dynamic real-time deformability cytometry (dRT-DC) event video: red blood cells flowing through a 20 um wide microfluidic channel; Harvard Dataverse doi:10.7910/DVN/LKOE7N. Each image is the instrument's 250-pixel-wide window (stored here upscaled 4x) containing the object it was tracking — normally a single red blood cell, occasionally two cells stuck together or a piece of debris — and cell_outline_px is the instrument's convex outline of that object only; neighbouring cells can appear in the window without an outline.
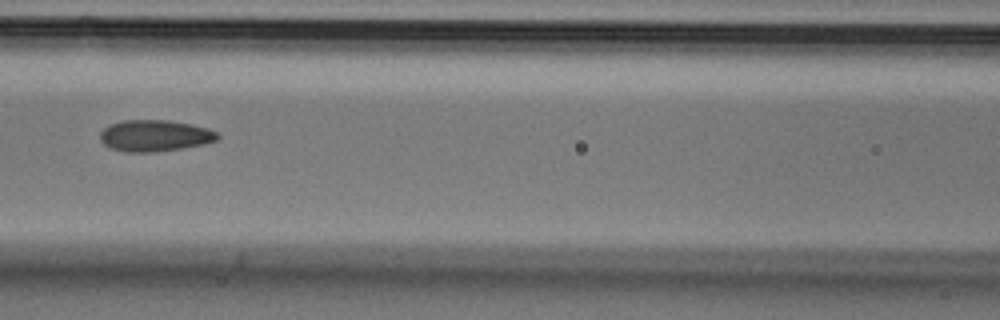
{"species": "Egyptian fruit bat (a non-hibernating species)", "species_latin": "Rousettus aegyptiacus", "temperature_condition": "cold", "stored_images_in_passage": 9, "camera_frame_rate_fps": 3000, "um_per_image_px": 0.085, "animal": {"sex": "male"}, "frame": {"image": 1, "passage_image": 6, "time_ms": 1.667, "image_size_px": [1000, 320], "cell_outline_px": [[220, 136], [216, 140], [204, 144], [184, 148], [156, 152], [128, 152], [112, 148], [104, 144], [100, 140], [100, 132], [104, 128], [120, 120], [168, 120], [192, 124], [208, 128], [216, 132]], "centroid_in_image_um": [13.17, 11.53], "position_along_channel_um": 153.4, "area_um2": 21.56}}
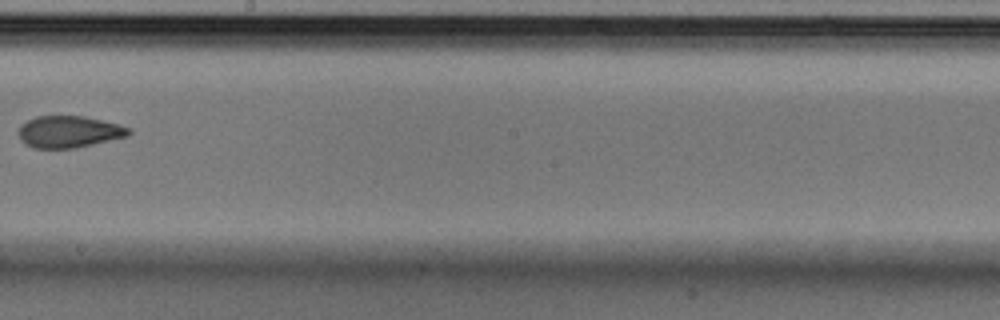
{"frame": {"image": 2, "passage_image": 8, "time_ms": 2.333, "image_size_px": [1000, 320], "cell_outline_px": [[132, 132], [128, 136], [76, 148], [32, 148], [24, 144], [20, 140], [16, 132], [20, 124], [36, 116], [84, 116], [120, 124], [132, 128]], "centroid_in_image_um": [5.84, 11.2], "position_along_channel_um": 242.4, "area_um2": 20.81}}
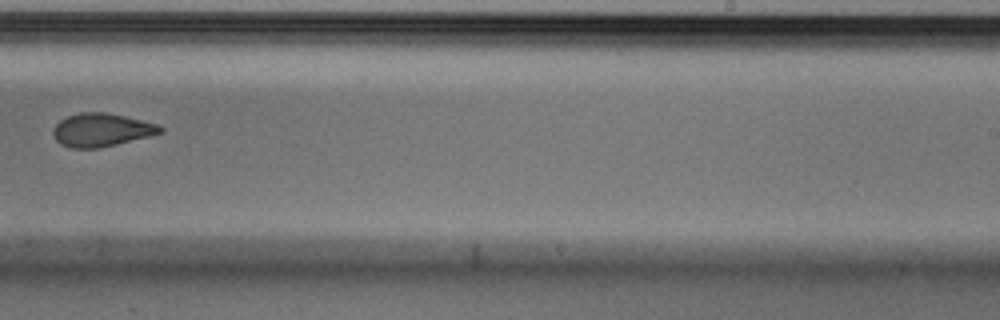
{"frame": {"image": 3, "passage_image": 9, "time_ms": 2.667, "image_size_px": [1000, 320], "cell_outline_px": [[164, 132], [100, 148], [72, 148], [60, 144], [52, 136], [52, 128], [60, 120], [68, 116], [80, 112], [104, 112], [124, 116], [156, 124], [164, 128]], "centroid_in_image_um": [8.57, 11.05], "position_along_channel_um": 280.4, "area_um2": 20.63}}